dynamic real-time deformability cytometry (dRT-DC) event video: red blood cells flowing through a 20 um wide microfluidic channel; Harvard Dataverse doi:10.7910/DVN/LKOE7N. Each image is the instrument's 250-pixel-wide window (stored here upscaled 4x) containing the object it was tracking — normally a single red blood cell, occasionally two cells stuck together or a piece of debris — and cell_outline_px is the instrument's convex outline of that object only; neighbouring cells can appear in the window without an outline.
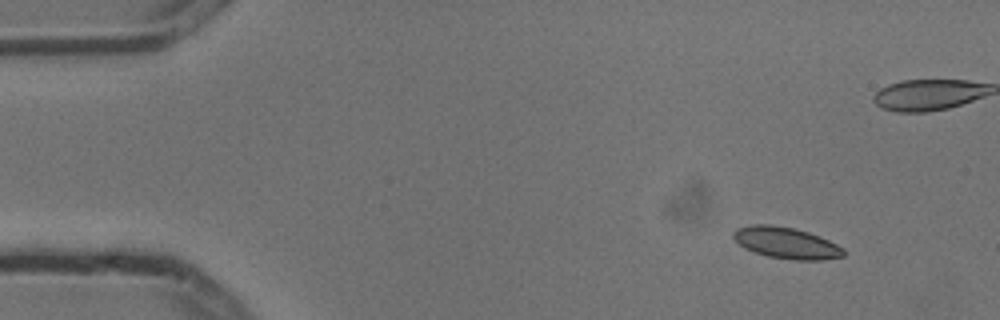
{"species": "common noctule bat (a hibernating species)", "species_latin": "Nyctalus noctula", "temperature_condition": "cold", "stored_images_in_passage": 2, "camera_frame_rate_fps": 3000, "um_per_image_px": 0.085, "animal": {"sex": "male", "body_mass_g": 13.3}, "frame": {"image": 1, "passage_image": 2, "time_ms": 0.333, "image_size_px": [1000, 320], "cell_outline_px": [[844, 256], [820, 260], [796, 260], [768, 256], [744, 248], [732, 236], [732, 232], [736, 228], [752, 224], [772, 224], [796, 228], [820, 236], [844, 248]], "centroid_in_image_um": [66.82, 20.63], "position_along_channel_um": 18.2, "area_um2": 20.17}}